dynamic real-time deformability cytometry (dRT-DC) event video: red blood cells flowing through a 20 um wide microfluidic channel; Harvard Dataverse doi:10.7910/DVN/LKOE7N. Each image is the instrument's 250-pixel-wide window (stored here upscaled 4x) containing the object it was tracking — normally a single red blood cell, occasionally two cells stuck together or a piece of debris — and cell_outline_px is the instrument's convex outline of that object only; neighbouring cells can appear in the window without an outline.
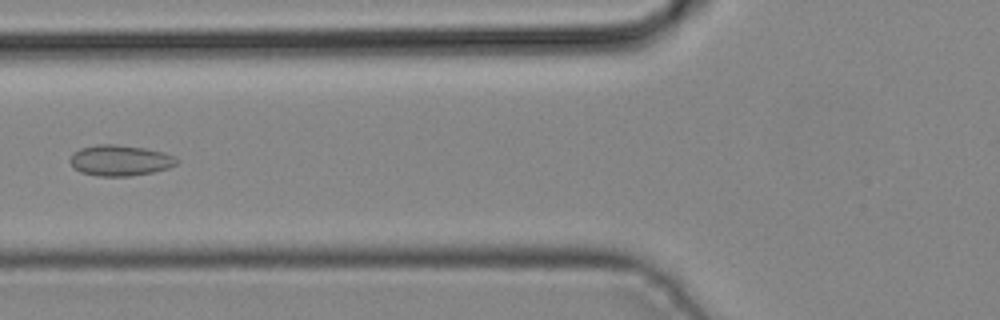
{"species": "common noctule bat (a hibernating species)", "species_latin": "Nyctalus noctula", "temperature_condition": "cold", "stored_images_in_passage": 44, "camera_frame_rate_fps": 3000, "um_per_image_px": 0.085, "animal": {"sex": "male", "body_mass_g": 19.2, "forearm_length_mm": 51.8}, "frame": {"image": 1, "passage_image": 17, "time_ms": 5.333, "image_size_px": [1000, 320], "cell_outline_px": [[180, 160], [176, 164], [168, 168], [152, 172], [128, 176], [96, 176], [80, 172], [68, 160], [72, 152], [80, 148], [96, 144], [116, 144], [144, 148], [164, 152]], "centroid_in_image_um": [10.17, 13.62], "position_along_channel_um": 115.6, "area_um2": 19.19}}
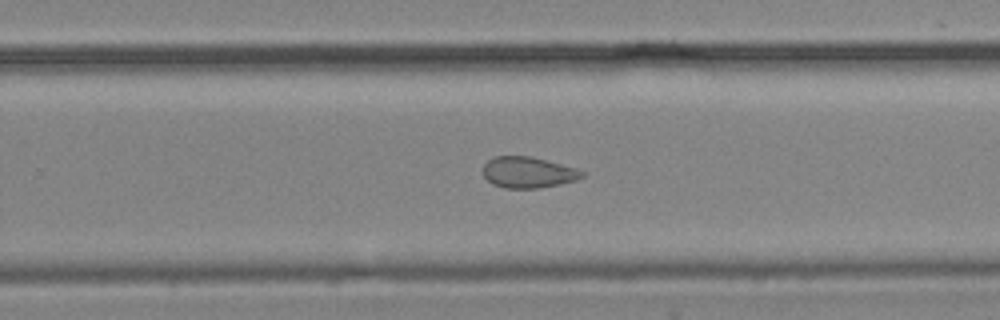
{"frame": {"image": 2, "passage_image": 28, "time_ms": 9.0, "image_size_px": [1000, 320], "cell_outline_px": [[584, 176], [576, 180], [560, 184], [536, 188], [504, 188], [492, 184], [484, 176], [484, 164], [488, 160], [496, 156], [532, 156], [576, 168], [584, 172]], "centroid_in_image_um": [44.89, 14.65], "position_along_channel_um": 284.9, "area_um2": 17.86}}
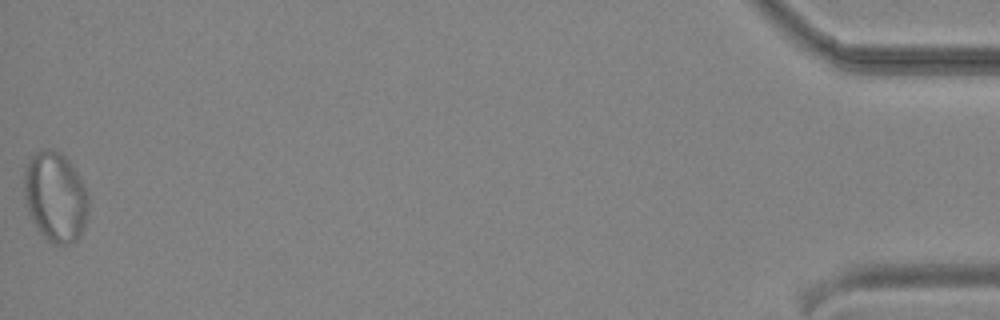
{"frame": {"image": 3, "passage_image": 44, "time_ms": 14.333, "image_size_px": [1000, 320], "cell_outline_px": [[88, 212], [80, 236], [72, 244], [56, 244], [48, 240], [36, 228], [28, 212], [24, 196], [24, 168], [28, 156], [44, 148], [48, 148], [60, 152], [68, 160], [84, 184], [88, 196]], "centroid_in_image_um": [4.68, 16.71], "position_along_channel_um": 430.5, "area_um2": 33.99}}